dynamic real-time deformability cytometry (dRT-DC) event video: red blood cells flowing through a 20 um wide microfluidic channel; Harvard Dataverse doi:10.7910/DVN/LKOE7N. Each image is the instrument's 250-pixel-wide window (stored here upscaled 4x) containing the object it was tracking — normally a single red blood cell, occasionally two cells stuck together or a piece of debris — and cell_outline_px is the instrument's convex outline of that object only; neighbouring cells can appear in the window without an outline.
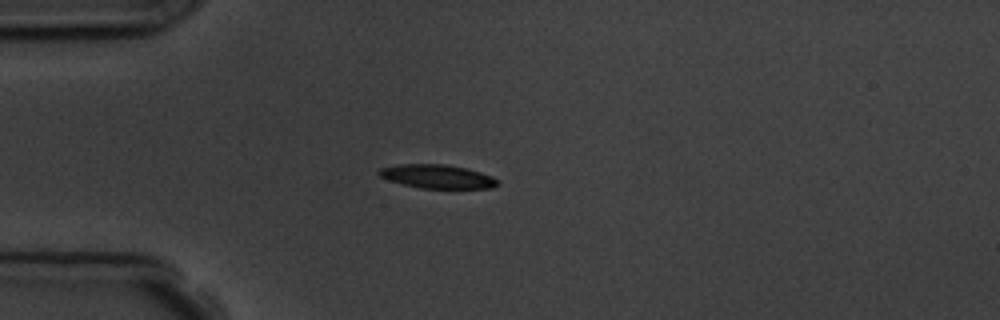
{"species": "common noctule bat (a hibernating species)", "species_latin": "Nyctalus noctula", "temperature_condition": "room temperature", "stored_images_in_passage": 3, "camera_frame_rate_fps": 3000, "um_per_image_px": 0.085, "animal": {"sex": "male", "body_mass_g": 19.5, "forearm_length_mm": 54.6}, "frame": {"image": 1, "passage_image": 3, "time_ms": 3.0, "image_size_px": [1000, 320], "cell_outline_px": [[500, 184], [492, 188], [420, 188], [388, 180], [380, 176], [376, 172], [380, 168], [396, 164], [444, 164], [468, 168], [492, 176]], "centroid_in_image_um": [37.15, 14.99], "position_along_channel_um": 47.8, "area_um2": 16.42}}